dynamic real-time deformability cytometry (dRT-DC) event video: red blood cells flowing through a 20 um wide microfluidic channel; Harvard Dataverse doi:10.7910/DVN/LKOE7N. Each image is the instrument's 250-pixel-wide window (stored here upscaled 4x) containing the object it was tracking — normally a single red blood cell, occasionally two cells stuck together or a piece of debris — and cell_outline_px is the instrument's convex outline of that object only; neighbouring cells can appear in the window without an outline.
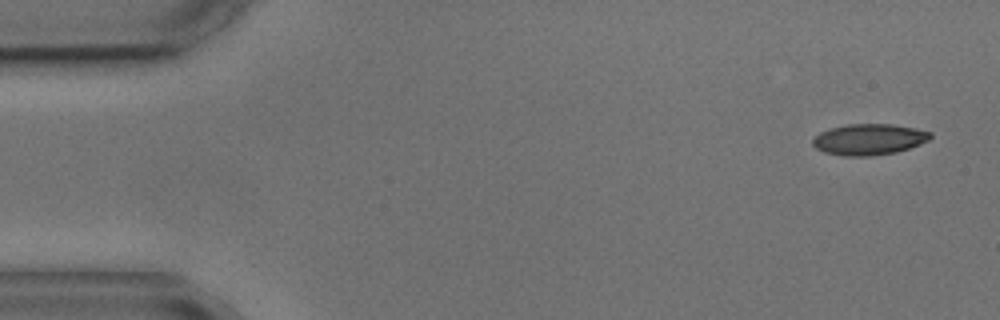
{"species": "common noctule bat (a hibernating species)", "species_latin": "Nyctalus noctula", "temperature_condition": "cold", "stored_images_in_passage": 4, "camera_frame_rate_fps": 3000, "um_per_image_px": 0.085, "animal": {"sex": "male", "body_mass_g": 17.9, "forearm_length_mm": 54.2}, "frame": {"image": 1, "passage_image": 1, "time_ms": 0.0, "image_size_px": [1000, 320], "cell_outline_px": [[932, 136], [928, 140], [920, 144], [896, 152], [872, 156], [844, 156], [824, 152], [816, 148], [812, 144], [812, 140], [820, 132], [832, 128], [848, 124], [892, 124], [916, 128], [932, 132]], "centroid_in_image_um": [73.87, 11.85], "position_along_channel_um": 11.1, "area_um2": 21.27}}
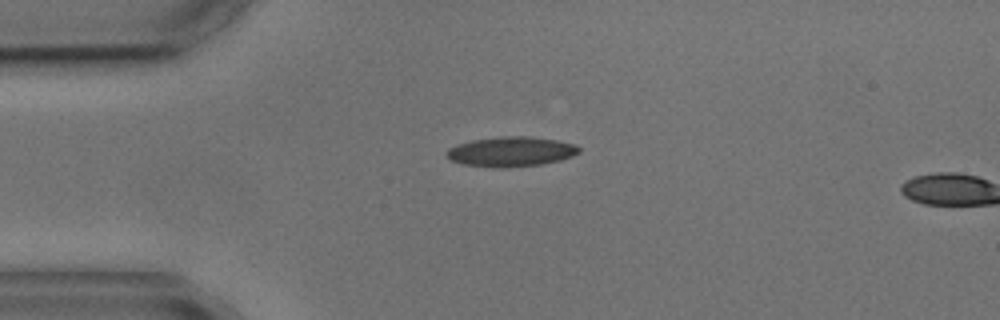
{"frame": {"image": 2, "passage_image": 3, "time_ms": 3.333, "image_size_px": [1000, 320], "cell_outline_px": [[580, 152], [572, 156], [560, 160], [540, 164], [500, 168], [492, 168], [464, 164], [452, 160], [444, 156], [444, 152], [448, 148], [456, 144], [472, 140], [500, 136], [528, 136], [556, 140], [576, 144], [580, 148]], "centroid_in_image_um": [43.4, 12.88], "position_along_channel_um": 41.6, "area_um2": 23.18}}